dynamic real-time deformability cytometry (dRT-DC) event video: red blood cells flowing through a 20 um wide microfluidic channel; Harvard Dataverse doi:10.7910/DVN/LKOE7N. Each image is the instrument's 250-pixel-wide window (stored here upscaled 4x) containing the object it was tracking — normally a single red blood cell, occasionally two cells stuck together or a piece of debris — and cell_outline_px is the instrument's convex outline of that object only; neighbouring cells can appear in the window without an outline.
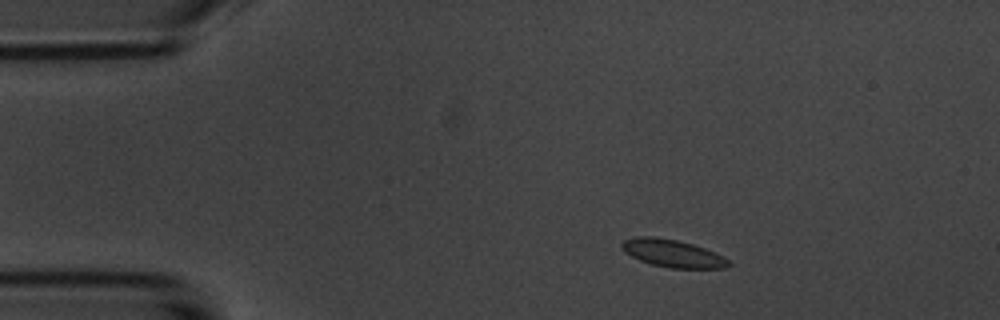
{"species": "common noctule bat (a hibernating species)", "species_latin": "Nyctalus noctula", "temperature_condition": "room temperature", "stored_images_in_passage": 4, "camera_frame_rate_fps": 3000, "um_per_image_px": 0.085, "animal": {"sex": "male", "body_mass_g": 20.1, "forearm_length_mm": 53.5}, "frame": {"image": 1, "passage_image": 2, "time_ms": 1.0, "image_size_px": [1000, 320], "cell_outline_px": [[732, 264], [728, 268], [668, 268], [652, 264], [640, 260], [624, 252], [620, 248], [620, 244], [624, 240], [636, 236], [656, 236], [676, 240], [692, 244], [716, 252], [728, 260]], "centroid_in_image_um": [57.16, 21.53], "position_along_channel_um": 27.8, "area_um2": 17.28}}
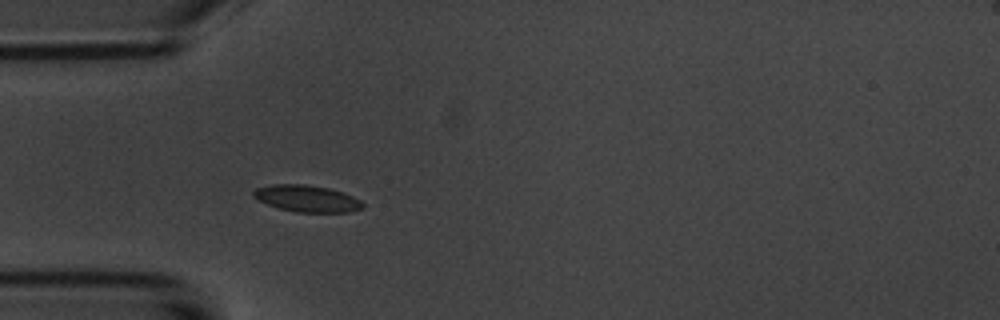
{"frame": {"image": 2, "passage_image": 4, "time_ms": 3.333, "image_size_px": [1000, 320], "cell_outline_px": [[364, 208], [348, 212], [296, 212], [280, 208], [256, 200], [252, 196], [252, 192], [256, 188], [272, 184], [304, 184], [328, 188], [344, 192], [360, 200], [364, 204]], "centroid_in_image_um": [26.08, 16.87], "position_along_channel_um": 58.9, "area_um2": 17.05}}